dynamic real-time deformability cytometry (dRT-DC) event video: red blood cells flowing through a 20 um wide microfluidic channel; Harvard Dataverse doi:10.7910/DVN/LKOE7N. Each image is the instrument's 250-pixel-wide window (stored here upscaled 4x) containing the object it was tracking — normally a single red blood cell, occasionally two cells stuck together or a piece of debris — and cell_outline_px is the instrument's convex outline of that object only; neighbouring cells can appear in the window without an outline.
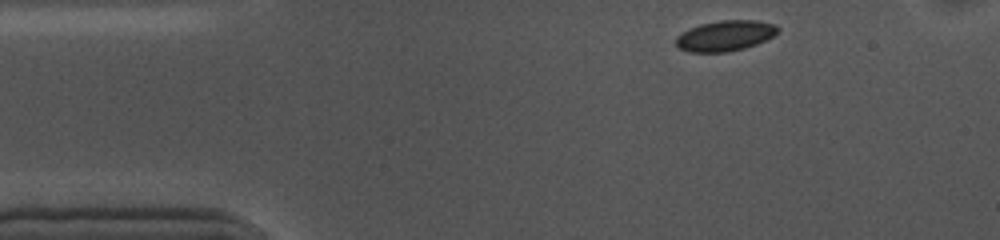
{"species": "common noctule bat (a hibernating species)", "species_latin": "Nyctalus noctula", "temperature_condition": "cold", "stored_images_in_passage": 49, "camera_frame_rate_fps": 3000, "um_per_image_px": 0.085, "animal": {"sex": "female", "body_mass_g": 10.0, "forearm_length_mm": 53.1}, "frame": {"image": 1, "passage_image": 1, "time_ms": 0.0, "image_size_px": [1000, 240], "cell_outline_px": [[780, 32], [756, 44], [744, 48], [728, 52], [688, 52], [680, 48], [676, 44], [676, 36], [688, 28], [700, 24], [720, 20], [756, 20], [776, 24], [780, 28]], "centroid_in_image_um": [61.65, 3.03], "position_along_channel_um": 23.4, "area_um2": 18.26}}
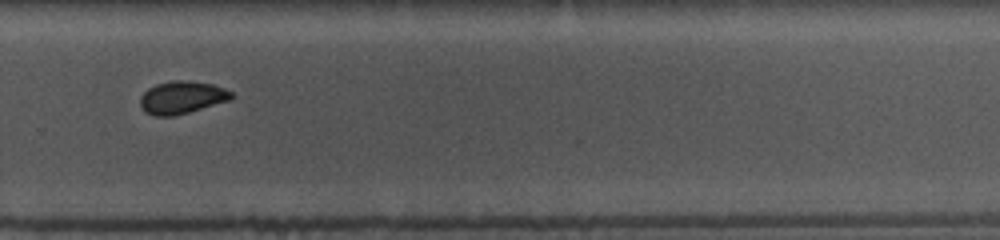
{"frame": {"image": 2, "passage_image": 30, "time_ms": 9.667, "image_size_px": [1000, 240], "cell_outline_px": [[232, 100], [188, 112], [172, 116], [152, 116], [144, 112], [140, 104], [140, 96], [148, 88], [156, 84], [176, 80], [180, 80], [212, 84], [224, 88], [232, 92]], "centroid_in_image_um": [15.44, 8.29], "position_along_channel_um": 314.4, "area_um2": 17.28}}
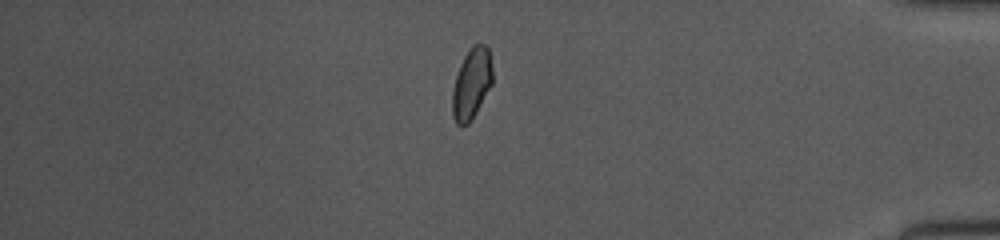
{"frame": {"image": 3, "passage_image": 40, "time_ms": 13.0, "image_size_px": [1000, 240], "cell_outline_px": [[492, 84], [476, 112], [468, 124], [456, 124], [452, 116], [452, 92], [456, 76], [460, 64], [464, 56], [472, 44], [484, 44], [488, 48], [492, 68]], "centroid_in_image_um": [40.07, 7.09], "position_along_channel_um": 395.1, "area_um2": 16.47}, "authors_computed_cell_mechanics": {"area_um2": 17.34, "velocity_mm_per_s": 3.5604, "shape_relaxation_time_tau1_ms": 2.9795, "shape_relaxation_time_tau2_ms": 2.9727, "deformation_change_tau1": 0.0583, "deformation_change_tau2": 0.0412}}